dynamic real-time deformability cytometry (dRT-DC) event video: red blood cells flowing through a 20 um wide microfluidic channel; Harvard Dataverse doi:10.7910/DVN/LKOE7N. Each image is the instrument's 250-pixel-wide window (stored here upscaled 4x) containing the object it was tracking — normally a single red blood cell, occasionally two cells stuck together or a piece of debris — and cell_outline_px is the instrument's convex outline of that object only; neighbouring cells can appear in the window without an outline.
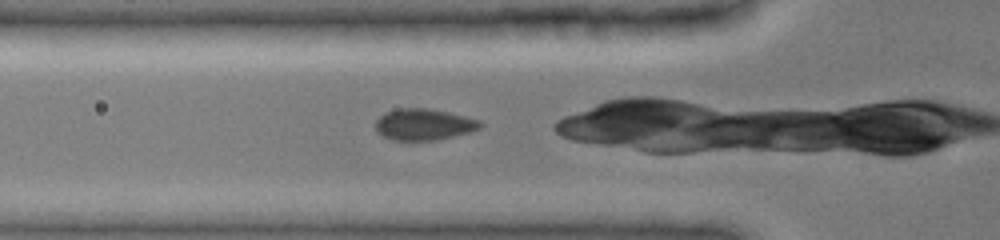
{"species": "common noctule bat (a hibernating species)", "species_latin": "Nyctalus noctula", "temperature_condition": "cold", "stored_images_in_passage": 42, "camera_frame_rate_fps": 3000, "um_per_image_px": 0.085, "animal": {"sex": "female", "body_mass_g": 19.0, "forearm_length_mm": 51.5}, "frame": {"image": 1, "passage_image": 12, "time_ms": 3.667, "image_size_px": [1000, 240], "cell_outline_px": [[484, 124], [480, 128], [468, 132], [436, 140], [392, 140], [376, 132], [376, 120], [384, 112], [396, 108], [428, 108], [448, 112], [480, 120]], "centroid_in_image_um": [36.0, 10.57], "position_along_channel_um": 89.8, "area_um2": 19.13}}
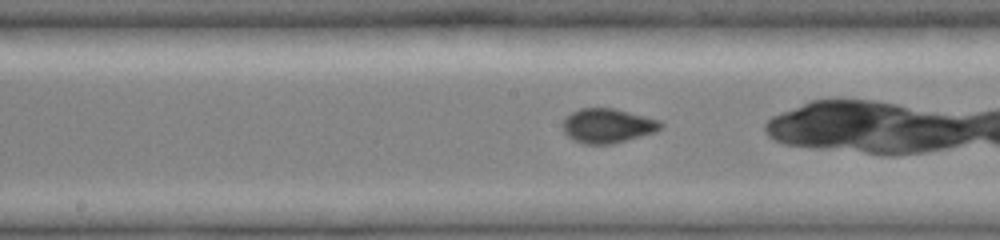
{"frame": {"image": 2, "passage_image": 20, "time_ms": 6.333, "image_size_px": [1000, 240], "cell_outline_px": [[664, 124], [656, 132], [612, 144], [584, 144], [572, 140], [564, 132], [560, 124], [572, 112], [580, 108], [612, 108], [660, 120]], "centroid_in_image_um": [51.62, 10.7], "position_along_channel_um": 196.6, "area_um2": 19.65}}
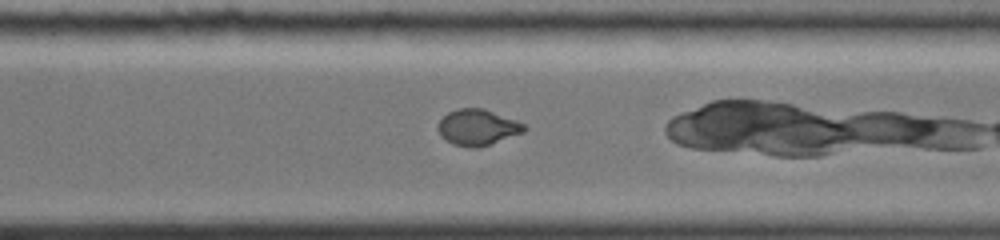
{"frame": {"image": 3, "passage_image": 30, "time_ms": 9.667, "image_size_px": [1000, 240], "cell_outline_px": [[528, 128], [524, 132], [476, 148], [472, 148], [452, 144], [444, 140], [440, 136], [436, 128], [436, 124], [448, 112], [456, 108], [484, 108], [516, 120], [524, 124]], "centroid_in_image_um": [40.54, 10.81], "position_along_channel_um": 330.1, "area_um2": 18.21}}